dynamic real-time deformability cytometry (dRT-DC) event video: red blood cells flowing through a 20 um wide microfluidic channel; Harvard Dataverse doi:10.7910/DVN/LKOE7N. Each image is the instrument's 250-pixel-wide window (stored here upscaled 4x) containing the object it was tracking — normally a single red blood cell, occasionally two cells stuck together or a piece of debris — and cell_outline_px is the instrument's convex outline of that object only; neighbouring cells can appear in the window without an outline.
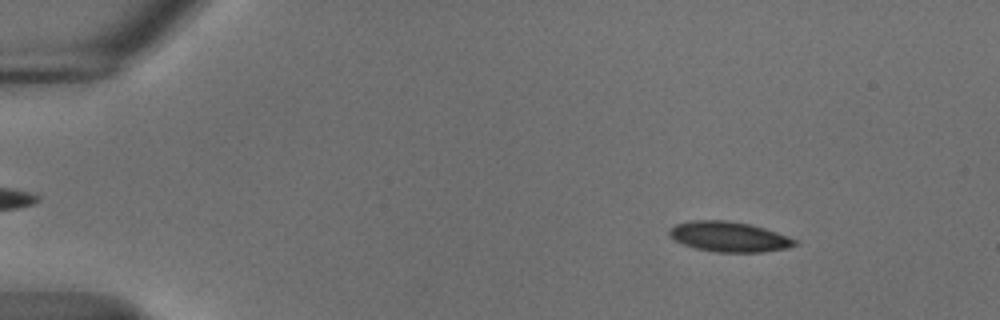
{"species": "common noctule bat (a hibernating species)", "species_latin": "Nyctalus noctula", "temperature_condition": "cold", "stored_images_in_passage": 54, "camera_frame_rate_fps": 3000, "um_per_image_px": 0.085, "animal": {"sex": "male", "body_mass_g": 18.8}, "frame": {"image": 1, "passage_image": 7, "time_ms": 2.0, "image_size_px": [1000, 320], "cell_outline_px": [[800, 244], [788, 248], [764, 252], [716, 252], [696, 248], [684, 244], [668, 236], [668, 228], [676, 224], [692, 220], [724, 220], [752, 224], [788, 236], [796, 240]], "centroid_in_image_um": [61.98, 20.12], "position_along_channel_um": 23.0, "area_um2": 22.2}}
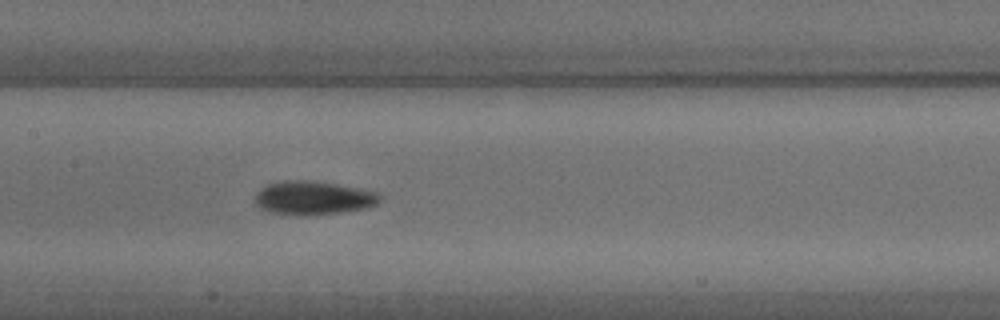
{"frame": {"image": 2, "passage_image": 27, "time_ms": 8.667, "image_size_px": [1000, 320], "cell_outline_px": [[384, 196], [376, 204], [364, 208], [340, 212], [268, 212], [260, 208], [256, 204], [256, 192], [260, 188], [268, 184], [284, 180], [312, 180], [380, 192]], "centroid_in_image_um": [26.66, 16.76], "position_along_channel_um": 180.7, "area_um2": 23.52}}
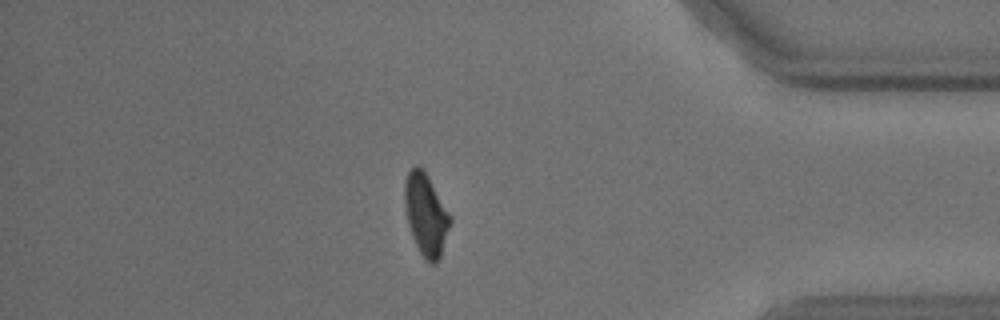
{"frame": {"image": 3, "passage_image": 47, "time_ms": 15.333, "image_size_px": [1000, 320], "cell_outline_px": [[452, 220], [440, 256], [436, 264], [428, 264], [420, 252], [412, 236], [408, 224], [404, 204], [404, 180], [408, 172], [416, 164], [428, 176], [452, 216]], "centroid_in_image_um": [36.2, 18.24], "position_along_channel_um": 399.0, "area_um2": 21.73}, "authors_computed_cell_mechanics": {"area_um2": 22.4553, "velocity_mm_per_s": 3.6908, "shape_relaxation_time_tau1_ms": 5.8084, "shape_relaxation_time_tau2_ms": 5.6742, "deformation_change_tau1": 0.1518, "deformation_change_tau2": 0.0972}}